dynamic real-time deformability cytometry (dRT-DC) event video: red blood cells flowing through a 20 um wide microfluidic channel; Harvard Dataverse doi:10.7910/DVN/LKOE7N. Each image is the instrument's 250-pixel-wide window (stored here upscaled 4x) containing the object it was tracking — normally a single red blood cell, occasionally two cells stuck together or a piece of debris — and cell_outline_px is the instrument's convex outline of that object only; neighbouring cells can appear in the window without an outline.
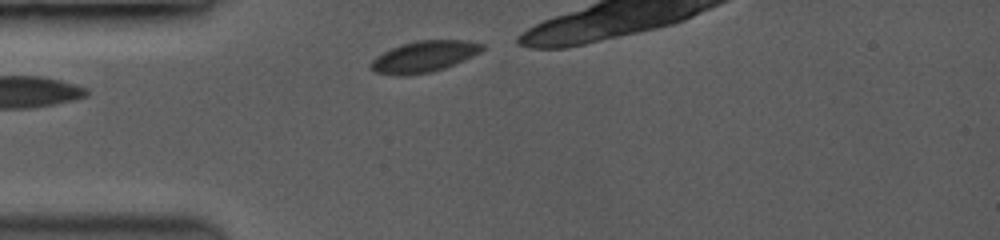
{"species": "common noctule bat (a hibernating species)", "species_latin": "Nyctalus noctula", "temperature_condition": "room temperature", "stored_images_in_passage": 3, "segment_of_instrument_passage": [2, 2], "camera_frame_rate_fps": 3500, "um_per_image_px": 0.085, "animal": {"sex": "female", "body_mass_g": 19.0, "forearm_length_mm": 53.3}, "frame": {"image": 1, "passage_image": 3, "time_ms": 1.714, "image_size_px": [1000, 240], "cell_outline_px": [[484, 48], [480, 52], [444, 68], [428, 72], [376, 72], [372, 68], [372, 60], [376, 56], [400, 44], [416, 40], [464, 40], [484, 44]], "centroid_in_image_um": [36.11, 4.73], "position_along_channel_um": 48.9, "area_um2": 19.07}}